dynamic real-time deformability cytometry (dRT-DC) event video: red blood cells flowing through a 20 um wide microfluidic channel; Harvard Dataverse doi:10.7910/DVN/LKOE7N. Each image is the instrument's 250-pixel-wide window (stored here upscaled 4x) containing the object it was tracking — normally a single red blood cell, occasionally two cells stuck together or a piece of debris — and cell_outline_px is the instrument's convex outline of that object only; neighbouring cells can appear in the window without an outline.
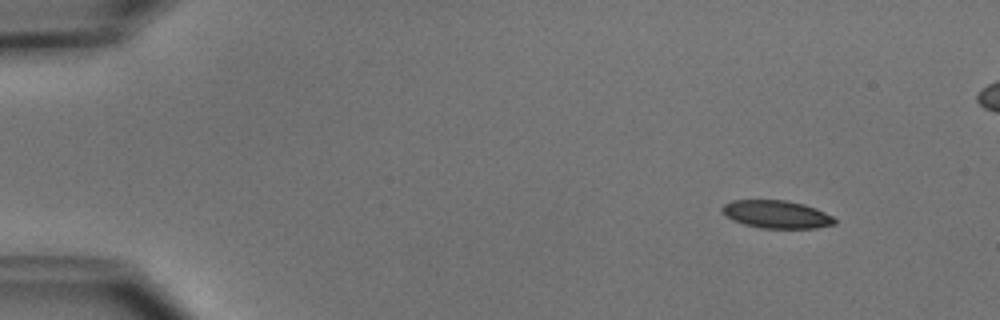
{"species": "common noctule bat (a hibernating species)", "species_latin": "Nyctalus noctula", "temperature_condition": "cold", "stored_images_in_passage": 5, "camera_frame_rate_fps": 3000, "um_per_image_px": 0.085, "animal": {"sex": "male", "body_mass_g": 15.6}, "frame": {"image": 1, "passage_image": 2, "time_ms": 1.0, "image_size_px": [1000, 320], "cell_outline_px": [[836, 224], [816, 228], [760, 228], [744, 224], [732, 220], [724, 216], [720, 212], [720, 208], [724, 204], [732, 200], [784, 200], [804, 204], [816, 208], [832, 216], [836, 220]], "centroid_in_image_um": [65.96, 18.22], "position_along_channel_um": 19.0, "area_um2": 18.44}}